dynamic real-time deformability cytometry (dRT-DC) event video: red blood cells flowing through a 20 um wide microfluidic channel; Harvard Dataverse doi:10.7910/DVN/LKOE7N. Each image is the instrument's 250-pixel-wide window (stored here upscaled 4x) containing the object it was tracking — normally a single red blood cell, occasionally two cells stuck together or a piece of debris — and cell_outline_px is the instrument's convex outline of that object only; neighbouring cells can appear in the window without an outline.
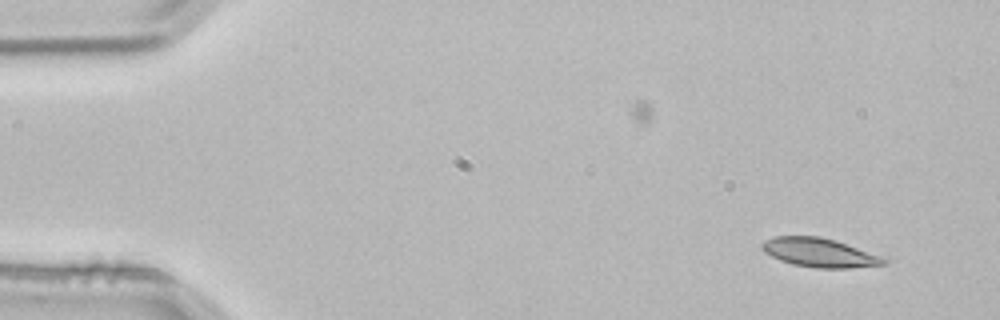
{"species": "common noctule bat (a hibernating species)", "species_latin": "Nyctalus noctula", "temperature_condition": "room temperature", "stored_images_in_passage": 2, "camera_frame_rate_fps": 3000, "um_per_image_px": 0.085, "animal": {"sex": "male", "body_mass_g": 21.5, "forearm_length_mm": 52.0}, "frame": {"image": 1, "passage_image": 2, "time_ms": 0.333, "image_size_px": [1000, 320], "cell_outline_px": [[888, 264], [848, 268], [816, 268], [792, 264], [780, 260], [764, 252], [760, 248], [760, 244], [764, 240], [776, 236], [820, 236], [836, 240], [880, 256], [888, 260]], "centroid_in_image_um": [69.62, 21.47], "position_along_channel_um": 15.4, "area_um2": 20.58}}